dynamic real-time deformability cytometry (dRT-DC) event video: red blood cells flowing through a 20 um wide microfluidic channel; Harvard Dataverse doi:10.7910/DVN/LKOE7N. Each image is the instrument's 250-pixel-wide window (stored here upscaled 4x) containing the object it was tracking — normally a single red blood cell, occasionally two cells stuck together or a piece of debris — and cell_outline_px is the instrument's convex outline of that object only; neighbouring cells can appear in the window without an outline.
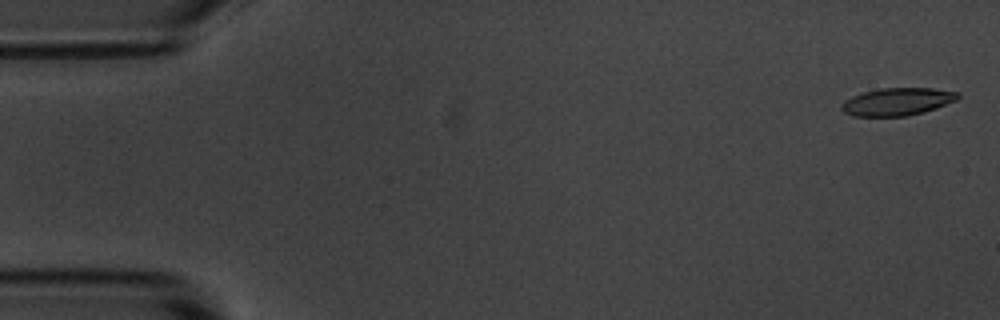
{"species": "common noctule bat (a hibernating species)", "species_latin": "Nyctalus noctula", "temperature_condition": "room temperature", "stored_images_in_passage": 8, "camera_frame_rate_fps": 3000, "um_per_image_px": 0.085, "animal": {"sex": "male", "body_mass_g": 20.1, "forearm_length_mm": 53.5}, "frame": {"image": 1, "passage_image": 1, "time_ms": 0.0, "image_size_px": [1000, 320], "cell_outline_px": [[960, 96], [956, 100], [936, 108], [924, 112], [908, 116], [852, 116], [844, 112], [840, 108], [840, 104], [844, 100], [852, 96], [864, 92], [880, 88], [932, 88], [960, 92]], "centroid_in_image_um": [76.26, 8.64], "position_along_channel_um": 8.7, "area_um2": 18.84}}
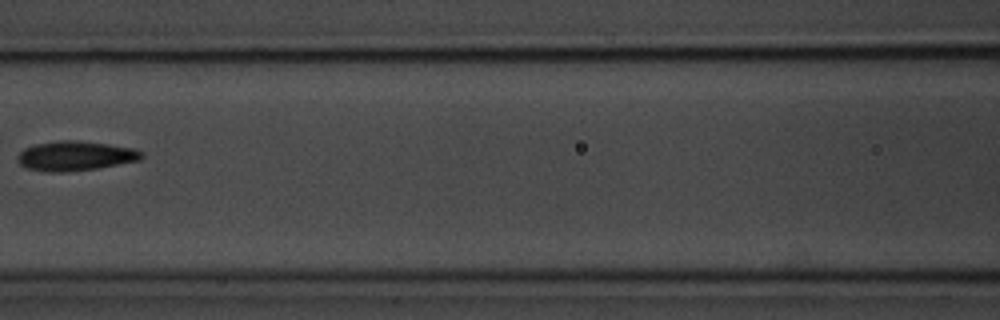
{"frame": {"image": 2, "passage_image": 7, "time_ms": 7.667, "image_size_px": [1000, 320], "cell_outline_px": [[144, 156], [140, 160], [96, 168], [64, 172], [48, 172], [28, 168], [20, 164], [16, 160], [16, 156], [24, 148], [32, 144], [56, 140], [72, 140], [108, 144], [132, 148], [140, 152]], "centroid_in_image_um": [6.33, 13.24], "position_along_channel_um": 160.3, "area_um2": 21.33}}
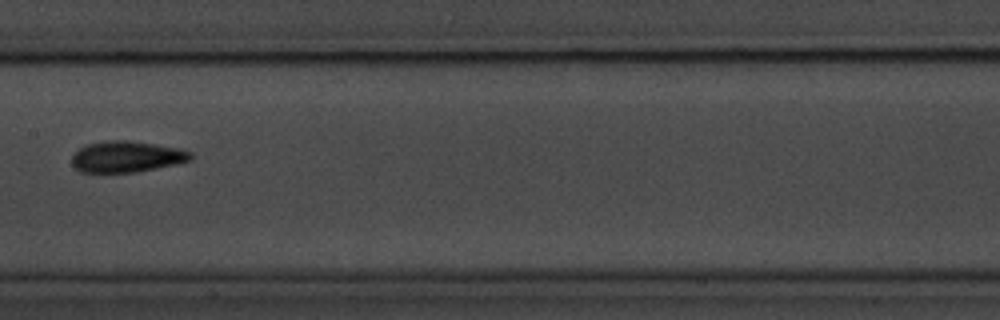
{"frame": {"image": 3, "passage_image": 8, "time_ms": 8.667, "image_size_px": [1000, 320], "cell_outline_px": [[192, 160], [176, 164], [136, 172], [80, 172], [72, 164], [72, 156], [80, 148], [88, 144], [108, 140], [128, 140], [156, 144], [176, 148], [192, 152]], "centroid_in_image_um": [10.77, 13.32], "position_along_channel_um": 196.6, "area_um2": 21.44}}